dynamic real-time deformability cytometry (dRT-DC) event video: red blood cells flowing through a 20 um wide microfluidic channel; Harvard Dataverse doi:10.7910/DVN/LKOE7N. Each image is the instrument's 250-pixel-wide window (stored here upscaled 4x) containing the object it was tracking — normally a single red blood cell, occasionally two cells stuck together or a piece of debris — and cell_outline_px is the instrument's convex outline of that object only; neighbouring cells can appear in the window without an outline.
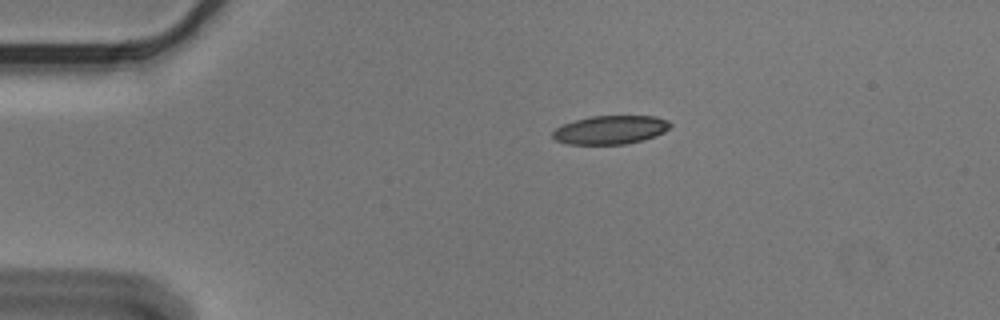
{"species": "Egyptian fruit bat (a non-hibernating species)", "species_latin": "Rousettus aegyptiacus", "temperature_condition": "cold", "stored_images_in_passage": 7, "camera_frame_rate_fps": 3000, "um_per_image_px": 0.085, "animal": {"sex": "male"}, "frame": {"image": 1, "passage_image": 1, "time_ms": 0.0, "image_size_px": [1000, 320], "cell_outline_px": [[672, 124], [664, 132], [656, 136], [644, 140], [624, 144], [568, 144], [556, 140], [552, 136], [552, 132], [556, 128], [564, 124], [576, 120], [592, 116], [656, 116], [668, 120]], "centroid_in_image_um": [51.91, 11.04], "position_along_channel_um": 33.1, "area_um2": 19.54}}
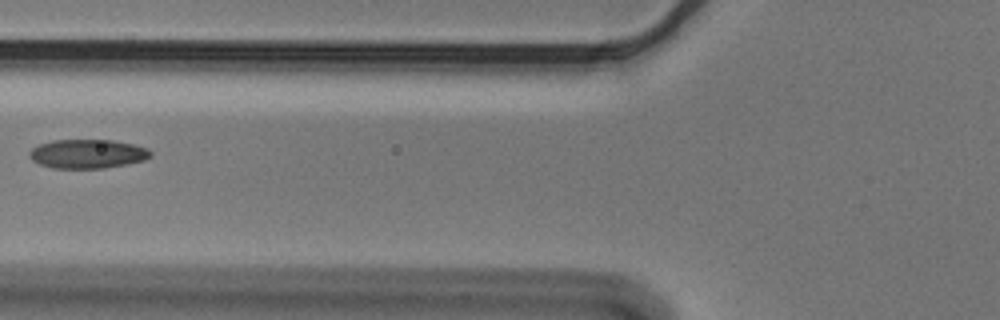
{"frame": {"image": 2, "passage_image": 4, "time_ms": 1.0, "image_size_px": [1000, 320], "cell_outline_px": [[152, 156], [144, 160], [128, 164], [104, 168], [52, 168], [40, 164], [32, 160], [28, 156], [28, 152], [32, 148], [40, 144], [52, 140], [112, 140], [136, 144], [148, 148], [152, 152]], "centroid_in_image_um": [7.46, 13.07], "position_along_channel_um": 118.3, "area_um2": 20.69}}
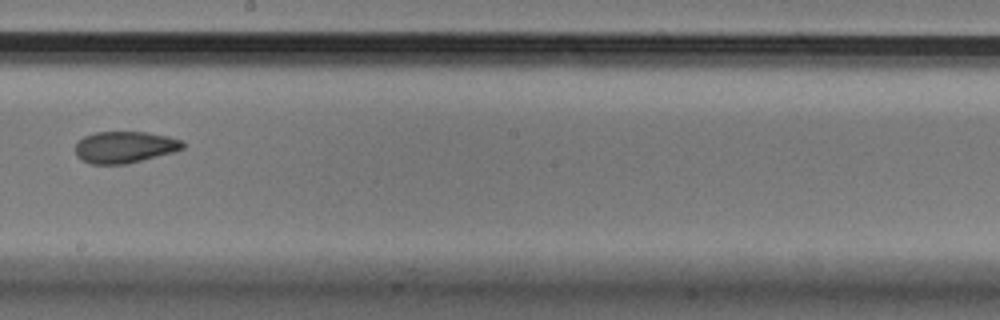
{"frame": {"image": 3, "passage_image": 7, "time_ms": 2.0, "image_size_px": [1000, 320], "cell_outline_px": [[184, 148], [172, 152], [128, 164], [88, 164], [76, 156], [76, 144], [84, 136], [96, 132], [144, 132], [168, 136], [180, 140], [184, 144]], "centroid_in_image_um": [10.57, 12.51], "position_along_channel_um": 237.6, "area_um2": 19.71}}